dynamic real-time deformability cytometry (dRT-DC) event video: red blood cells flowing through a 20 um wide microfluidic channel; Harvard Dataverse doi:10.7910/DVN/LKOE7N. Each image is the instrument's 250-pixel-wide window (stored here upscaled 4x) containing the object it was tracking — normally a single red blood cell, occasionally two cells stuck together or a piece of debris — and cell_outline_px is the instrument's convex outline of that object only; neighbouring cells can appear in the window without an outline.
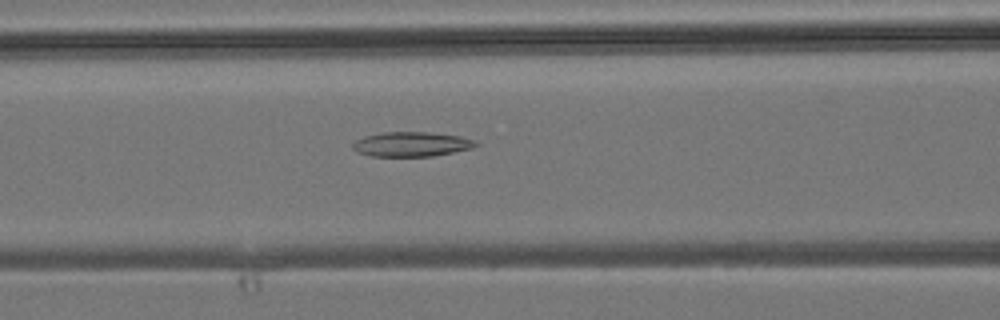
{"species": "common noctule bat (a hibernating species)", "species_latin": "Nyctalus noctula", "temperature_condition": "room temperature", "stored_images_in_passage": 45, "camera_frame_rate_fps": 3000, "um_per_image_px": 0.085, "animal": {"sex": "male", "body_mass_g": 19.2, "forearm_length_mm": 51.8}, "frame": {"image": 1, "passage_image": 19, "time_ms": 6.0, "image_size_px": [1000, 320], "cell_outline_px": [[480, 144], [472, 148], [432, 156], [372, 156], [356, 152], [352, 148], [352, 144], [356, 140], [364, 136], [384, 132], [428, 132], [460, 136], [476, 140]], "centroid_in_image_um": [34.97, 12.25], "position_along_channel_um": 131.6, "area_um2": 17.69}}
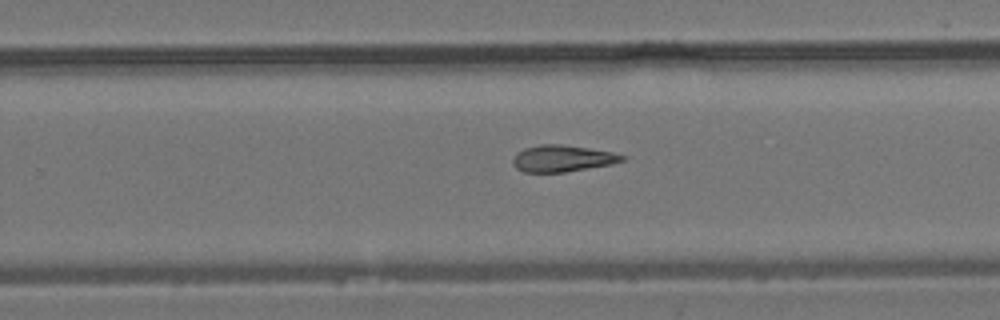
{"frame": {"image": 2, "passage_image": 29, "time_ms": 9.333, "image_size_px": [1000, 320], "cell_outline_px": [[628, 156], [624, 160], [612, 164], [564, 172], [524, 172], [516, 168], [512, 164], [512, 160], [516, 152], [524, 148], [540, 144], [560, 144], [588, 148], [612, 152]], "centroid_in_image_um": [47.78, 13.46], "position_along_channel_um": 282.0, "area_um2": 16.99}}
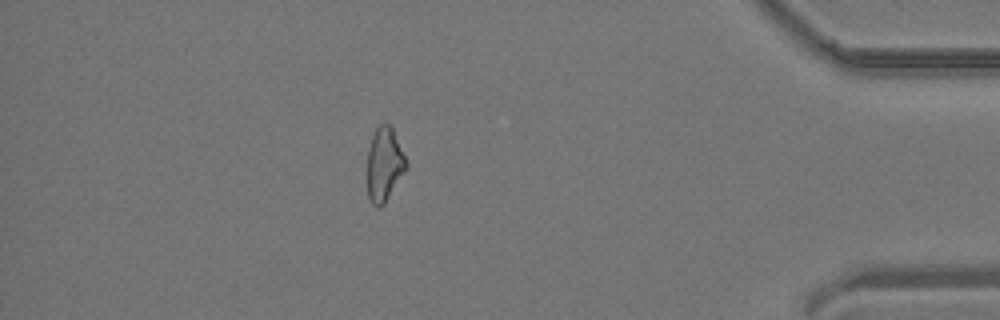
{"frame": {"image": 3, "passage_image": 40, "time_ms": 13.0, "image_size_px": [1000, 320], "cell_outline_px": [[408, 168], [384, 204], [380, 208], [376, 208], [372, 204], [368, 196], [368, 152], [372, 136], [376, 128], [380, 124], [392, 124], [408, 164]], "centroid_in_image_um": [32.69, 13.98], "position_along_channel_um": 402.5, "area_um2": 16.94}}